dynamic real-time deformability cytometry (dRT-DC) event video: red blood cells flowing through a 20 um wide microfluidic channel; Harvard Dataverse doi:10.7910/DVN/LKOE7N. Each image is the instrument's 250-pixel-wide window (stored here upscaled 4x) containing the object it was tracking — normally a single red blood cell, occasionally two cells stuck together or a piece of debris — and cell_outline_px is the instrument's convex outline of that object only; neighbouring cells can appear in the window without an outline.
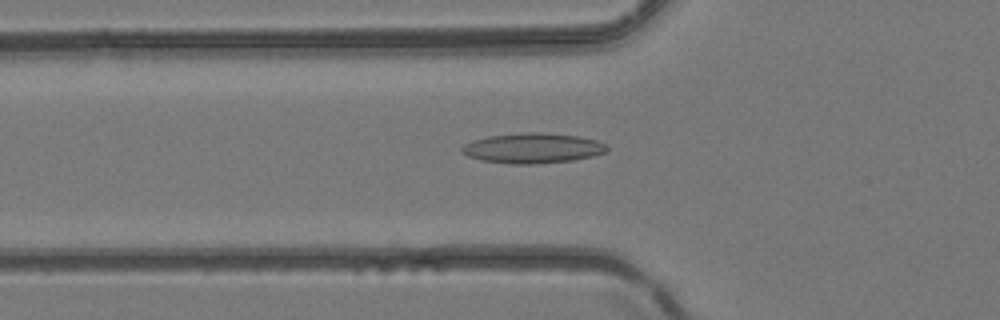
{"species": "common noctule bat (a hibernating species)", "species_latin": "Nyctalus noctula", "temperature_condition": "room temperature", "stored_images_in_passage": 23, "camera_frame_rate_fps": 3000, "um_per_image_px": 0.085, "animal": {"sex": "female", "body_mass_g": 24.6, "forearm_length_mm": 56.2}, "frame": {"image": 1, "passage_image": 4, "time_ms": 1.0, "image_size_px": [1000, 320], "cell_outline_px": [[608, 148], [604, 152], [592, 156], [572, 160], [532, 164], [512, 164], [480, 160], [468, 156], [460, 152], [460, 148], [464, 144], [472, 140], [488, 136], [524, 132], [540, 132], [576, 136], [596, 140], [604, 144]], "centroid_in_image_um": [45.2, 12.59], "position_along_channel_um": 80.6, "area_um2": 25.37}}
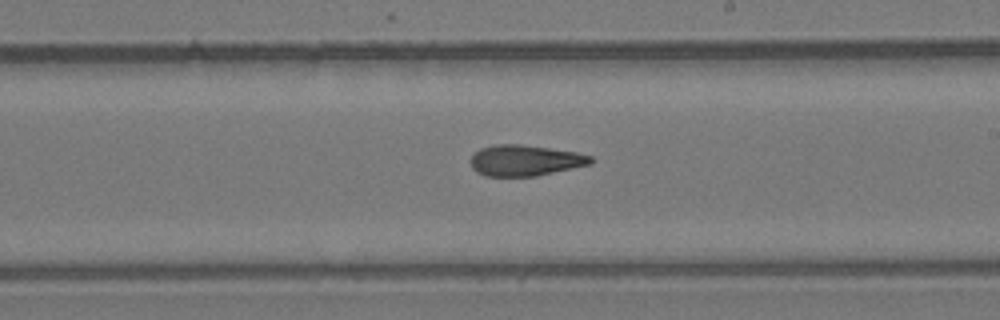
{"frame": {"image": 2, "passage_image": 14, "time_ms": 4.333, "image_size_px": [1000, 320], "cell_outline_px": [[592, 164], [536, 176], [484, 176], [476, 172], [472, 168], [472, 156], [480, 148], [496, 144], [520, 144], [576, 152], [592, 156]], "centroid_in_image_um": [44.63, 13.64], "position_along_channel_um": 244.4, "area_um2": 21.56}}
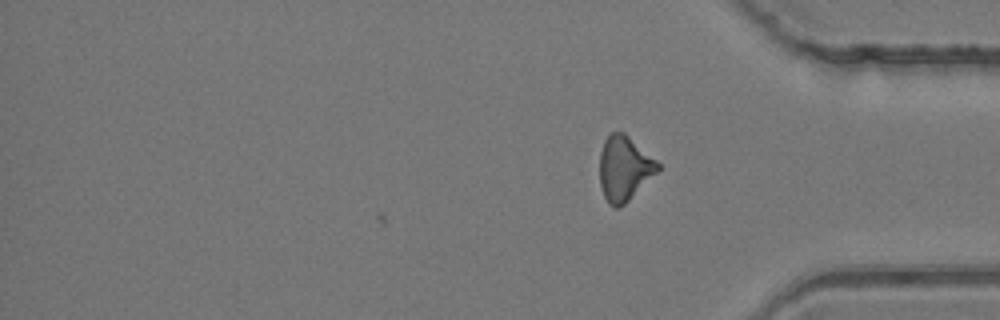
{"frame": {"image": 3, "passage_image": 23, "time_ms": 7.333, "image_size_px": [1000, 320], "cell_outline_px": [[660, 168], [624, 204], [616, 208], [608, 204], [604, 196], [600, 184], [600, 152], [604, 140], [612, 132], [624, 132], [656, 160], [660, 164]], "centroid_in_image_um": [53.03, 14.3], "position_along_channel_um": 382.2, "area_um2": 21.5}}